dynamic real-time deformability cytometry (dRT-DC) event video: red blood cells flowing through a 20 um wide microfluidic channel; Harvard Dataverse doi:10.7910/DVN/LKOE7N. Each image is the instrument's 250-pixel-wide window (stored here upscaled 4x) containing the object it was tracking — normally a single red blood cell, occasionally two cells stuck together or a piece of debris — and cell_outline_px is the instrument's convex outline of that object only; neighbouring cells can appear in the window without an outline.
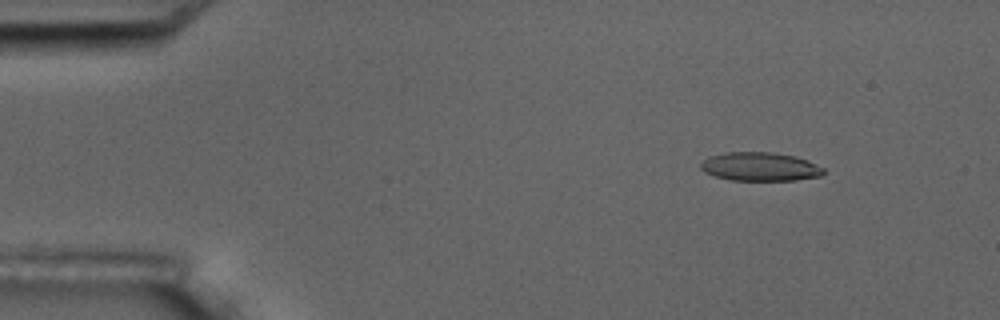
{"species": "common noctule bat (a hibernating species)", "species_latin": "Nyctalus noctula", "temperature_condition": "room temperature", "stored_images_in_passage": 3, "camera_frame_rate_fps": 3000, "um_per_image_px": 0.085, "animal": {"sex": "male", "body_mass_g": 17.5, "forearm_length_mm": 52.3}, "frame": {"image": 1, "passage_image": 1, "time_ms": 0.0, "image_size_px": [1000, 320], "cell_outline_px": [[824, 176], [796, 180], [728, 180], [704, 172], [700, 168], [700, 164], [708, 156], [728, 152], [772, 152], [796, 156], [808, 160], [824, 168]], "centroid_in_image_um": [64.63, 14.17], "position_along_channel_um": 20.4, "area_um2": 20.69}}